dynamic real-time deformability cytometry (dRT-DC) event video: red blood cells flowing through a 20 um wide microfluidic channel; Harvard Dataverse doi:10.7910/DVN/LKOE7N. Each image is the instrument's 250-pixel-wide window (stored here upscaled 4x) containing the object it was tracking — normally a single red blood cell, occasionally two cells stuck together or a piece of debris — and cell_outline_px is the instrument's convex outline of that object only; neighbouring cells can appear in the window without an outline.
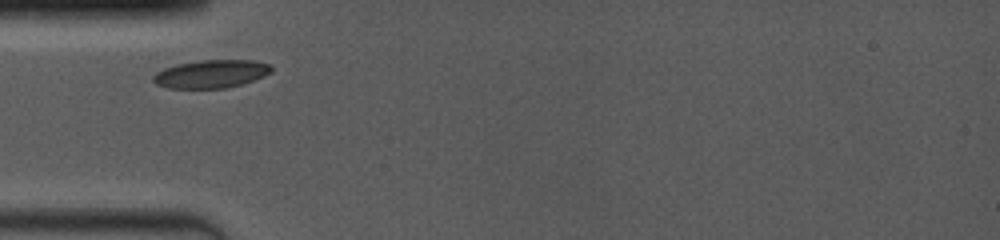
{"species": "common noctule bat (a hibernating species)", "species_latin": "Nyctalus noctula", "temperature_condition": "room temperature", "stored_images_in_passage": 9, "camera_frame_rate_fps": 4000, "um_per_image_px": 0.085, "animal": {"sex": "female", "body_mass_g": 19.0, "forearm_length_mm": 53.3}, "frame": {"image": 1, "passage_image": 1, "time_ms": 0.0, "image_size_px": [1000, 240], "cell_outline_px": [[272, 72], [264, 76], [228, 88], [168, 88], [156, 84], [152, 80], [152, 76], [156, 72], [164, 68], [176, 64], [200, 60], [252, 60], [268, 64], [272, 68]], "centroid_in_image_um": [17.91, 6.28], "position_along_channel_um": 67.1, "area_um2": 19.31}}
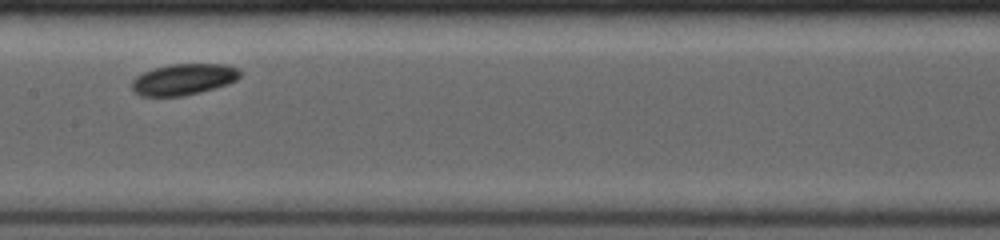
{"frame": {"image": 2, "passage_image": 4, "time_ms": 3.25, "image_size_px": [1000, 240], "cell_outline_px": [[240, 76], [236, 80], [228, 84], [200, 92], [184, 96], [140, 96], [132, 92], [132, 80], [136, 76], [144, 72], [156, 68], [172, 64], [228, 64], [240, 68]], "centroid_in_image_um": [15.61, 6.75], "position_along_channel_um": 191.8, "area_um2": 19.77}}
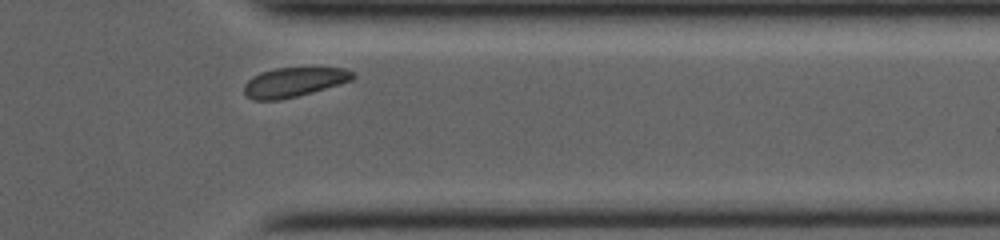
{"frame": {"image": 3, "passage_image": 9, "time_ms": 8.25, "image_size_px": [1000, 240], "cell_outline_px": [[356, 76], [352, 80], [312, 92], [280, 100], [252, 100], [244, 92], [244, 84], [252, 76], [260, 72], [276, 68], [344, 68], [356, 72]], "centroid_in_image_um": [24.98, 6.98], "position_along_channel_um": 386.4, "area_um2": 18.61}}